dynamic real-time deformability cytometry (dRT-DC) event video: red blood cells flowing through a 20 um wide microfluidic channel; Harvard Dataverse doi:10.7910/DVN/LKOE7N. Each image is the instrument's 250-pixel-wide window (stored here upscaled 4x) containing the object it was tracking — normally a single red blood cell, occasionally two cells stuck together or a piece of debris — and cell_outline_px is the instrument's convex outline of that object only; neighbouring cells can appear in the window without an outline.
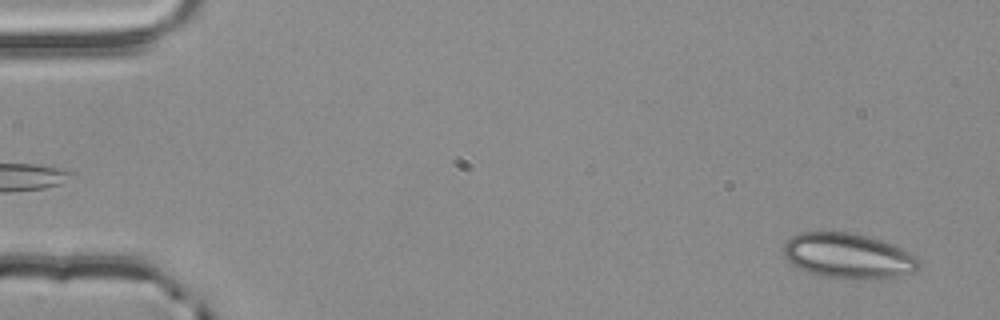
{"species": "common noctule bat (a hibernating species)", "species_latin": "Nyctalus noctula", "temperature_condition": "room temperature", "stored_images_in_passage": 3, "camera_frame_rate_fps": 3000, "um_per_image_px": 0.085, "animal": {"sex": "male", "body_mass_g": 20.4}, "frame": {"image": 1, "passage_image": 3, "time_ms": 0.667, "image_size_px": [1000, 320], "cell_outline_px": [[920, 268], [916, 272], [880, 280], [872, 280], [820, 276], [808, 272], [792, 264], [784, 256], [784, 244], [792, 236], [800, 232], [848, 232], [868, 236], [892, 244], [916, 256], [920, 260]], "centroid_in_image_um": [72.14, 21.77], "position_along_channel_um": 12.9, "area_um2": 35.89}}